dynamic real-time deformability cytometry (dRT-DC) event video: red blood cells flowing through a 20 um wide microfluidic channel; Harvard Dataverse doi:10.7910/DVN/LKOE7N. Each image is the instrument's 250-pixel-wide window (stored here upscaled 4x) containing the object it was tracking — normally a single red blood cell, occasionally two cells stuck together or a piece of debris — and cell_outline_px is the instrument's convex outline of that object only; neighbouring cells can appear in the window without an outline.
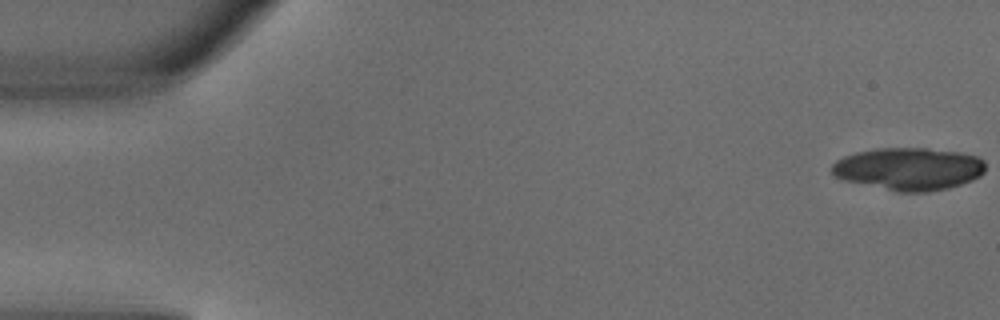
{"species": "common noctule bat (a hibernating species)", "species_latin": "Nyctalus noctula", "temperature_condition": "warm", "stored_images_in_passage": 4, "camera_frame_rate_fps": 3000, "um_per_image_px": 0.085, "animal": {"sex": "male", "body_mass_g": 18.8}, "frame": {"image": 1, "passage_image": 1, "time_ms": 0.0, "image_size_px": [1000, 320], "cell_outline_px": [[984, 172], [980, 176], [972, 180], [948, 188], [928, 192], [896, 192], [840, 180], [832, 176], [832, 164], [836, 160], [844, 156], [856, 152], [876, 148], [928, 148], [960, 152], [976, 156], [984, 160]], "centroid_in_image_um": [77.2, 14.36], "position_along_channel_um": 7.8, "area_um2": 38.55}}